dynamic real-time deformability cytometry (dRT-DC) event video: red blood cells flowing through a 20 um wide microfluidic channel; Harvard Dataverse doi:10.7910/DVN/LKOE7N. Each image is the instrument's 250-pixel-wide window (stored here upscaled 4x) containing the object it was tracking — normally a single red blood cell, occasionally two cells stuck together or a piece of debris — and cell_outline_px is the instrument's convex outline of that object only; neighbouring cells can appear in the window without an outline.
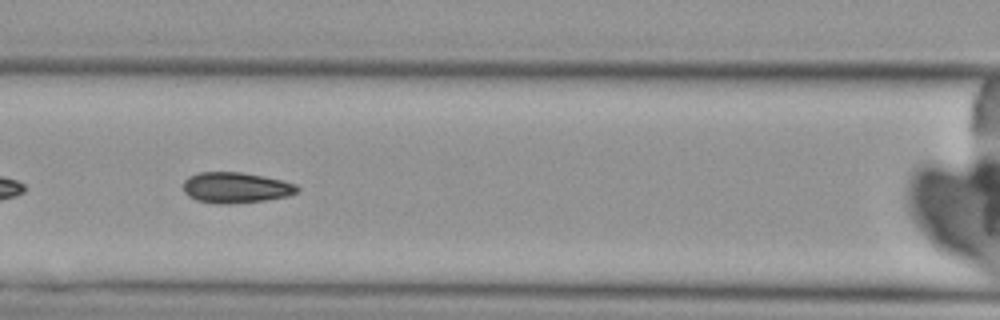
{"species": "Egyptian fruit bat (a non-hibernating species)", "species_latin": "Rousettus aegyptiacus", "temperature_condition": "cold", "stored_images_in_passage": 7, "camera_frame_rate_fps": 3000, "um_per_image_px": 0.085, "animal": {"sex": "female"}, "frame": {"image": 1, "passage_image": 6, "time_ms": 6.667, "image_size_px": [1000, 320], "cell_outline_px": [[300, 188], [296, 192], [288, 196], [264, 200], [228, 204], [220, 204], [196, 200], [188, 196], [184, 192], [184, 180], [188, 176], [200, 172], [244, 172], [264, 176], [296, 184]], "centroid_in_image_um": [20.03, 15.94], "position_along_channel_um": 146.6, "area_um2": 20.4}}
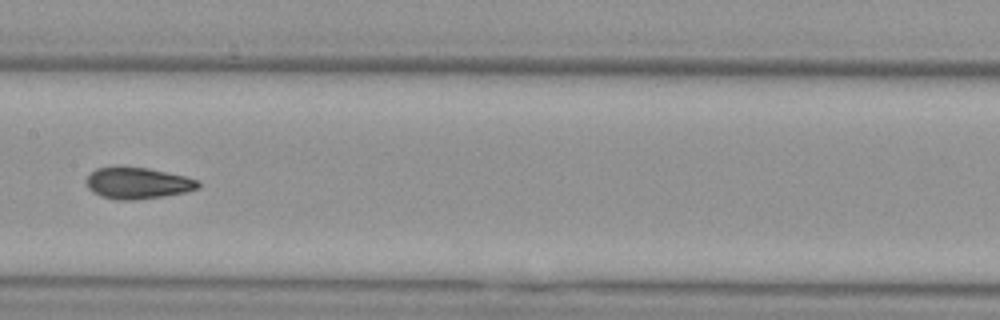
{"frame": {"image": 2, "passage_image": 7, "time_ms": 8.0, "image_size_px": [1000, 320], "cell_outline_px": [[200, 188], [184, 192], [164, 196], [132, 200], [116, 200], [100, 196], [92, 192], [88, 188], [88, 176], [96, 168], [116, 164], [148, 168], [184, 176], [200, 180]], "centroid_in_image_um": [11.68, 15.54], "position_along_channel_um": 195.7, "area_um2": 20.87}}